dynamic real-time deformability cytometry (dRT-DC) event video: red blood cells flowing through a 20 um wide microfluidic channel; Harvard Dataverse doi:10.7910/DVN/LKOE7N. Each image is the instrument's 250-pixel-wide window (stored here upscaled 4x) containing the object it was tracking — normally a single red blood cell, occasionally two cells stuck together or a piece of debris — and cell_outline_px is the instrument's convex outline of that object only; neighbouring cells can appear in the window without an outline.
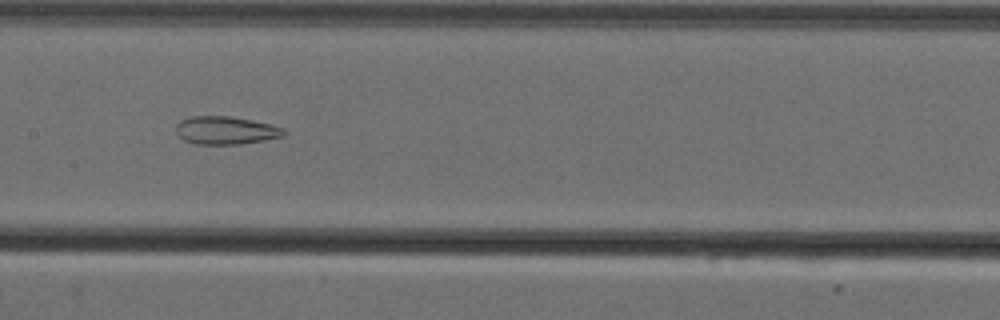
{"species": "Egyptian fruit bat (a non-hibernating species)", "species_latin": "Rousettus aegyptiacus", "temperature_condition": "cold", "stored_images_in_passage": 11, "camera_frame_rate_fps": 3000, "um_per_image_px": 0.085, "animal": {"sex": "female"}, "frame": {"image": 1, "passage_image": 8, "time_ms": 2.333, "image_size_px": [1000, 320], "cell_outline_px": [[288, 132], [284, 136], [264, 140], [240, 144], [196, 144], [184, 140], [176, 132], [176, 124], [180, 120], [192, 116], [228, 116], [252, 120], [284, 128]], "centroid_in_image_um": [19.19, 11.08], "position_along_channel_um": 188.2, "area_um2": 17.57}}
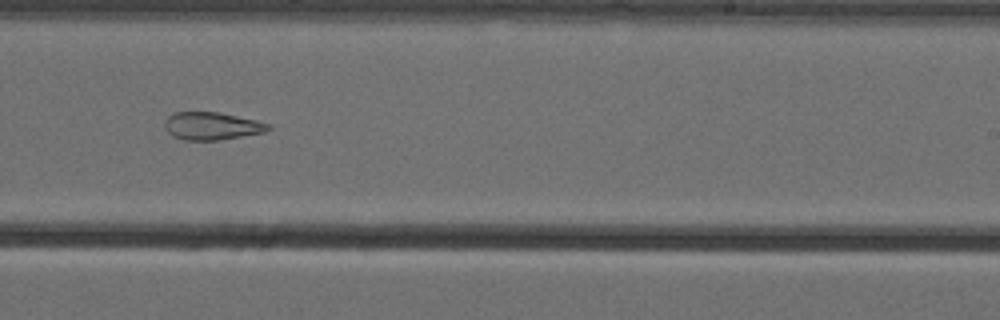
{"frame": {"image": 2, "passage_image": 10, "time_ms": 3.0, "image_size_px": [1000, 320], "cell_outline_px": [[272, 128], [264, 132], [220, 140], [184, 140], [172, 136], [164, 128], [164, 120], [172, 112], [220, 112], [256, 120], [268, 124]], "centroid_in_image_um": [17.96, 10.7], "position_along_channel_um": 271.0, "area_um2": 16.82}}